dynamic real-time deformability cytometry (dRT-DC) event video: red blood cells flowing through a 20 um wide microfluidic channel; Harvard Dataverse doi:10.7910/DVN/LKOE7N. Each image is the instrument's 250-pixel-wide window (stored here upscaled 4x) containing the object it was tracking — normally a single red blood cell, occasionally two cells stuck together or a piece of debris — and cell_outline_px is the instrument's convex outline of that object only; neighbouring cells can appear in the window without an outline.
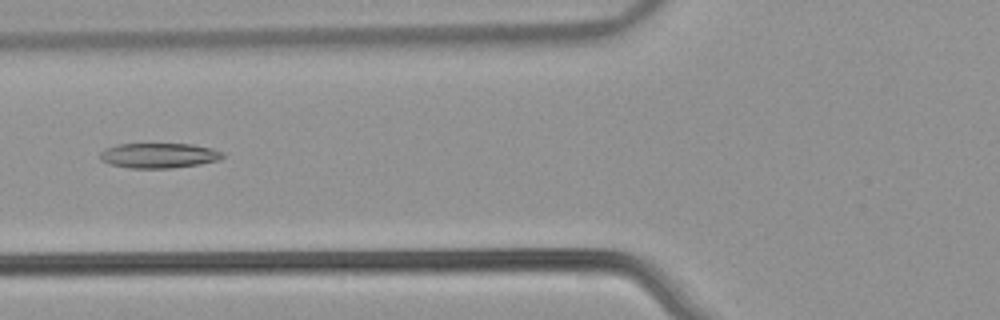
{"species": "common noctule bat (a hibernating species)", "species_latin": "Nyctalus noctula", "temperature_condition": "warm", "stored_images_in_passage": 44, "camera_frame_rate_fps": 3000, "um_per_image_px": 0.085, "animal": {"sex": "male", "body_mass_g": 21.5, "forearm_length_mm": 52.0}, "frame": {"image": 1, "passage_image": 12, "time_ms": 3.667, "image_size_px": [1000, 320], "cell_outline_px": [[224, 156], [220, 160], [200, 164], [172, 168], [128, 168], [108, 164], [100, 160], [100, 152], [116, 144], [192, 144], [212, 148], [224, 152]], "centroid_in_image_um": [13.52, 13.22], "position_along_channel_um": 112.3, "area_um2": 18.03}}
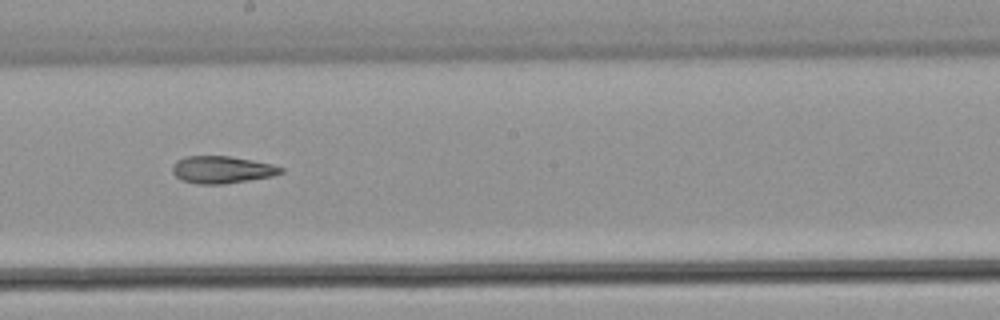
{"frame": {"image": 2, "passage_image": 21, "time_ms": 6.667, "image_size_px": [1000, 320], "cell_outline_px": [[284, 172], [272, 176], [224, 184], [196, 184], [180, 180], [172, 172], [172, 164], [176, 160], [184, 156], [228, 156], [252, 160], [272, 164], [284, 168]], "centroid_in_image_um": [18.83, 14.42], "position_along_channel_um": 229.4, "area_um2": 17.34}}
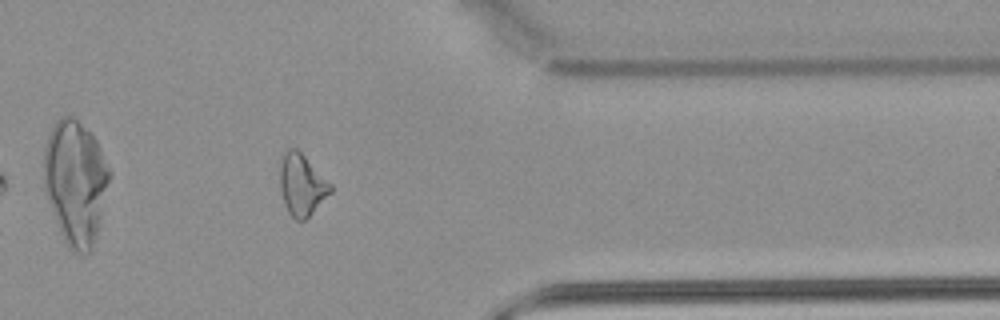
{"frame": {"image": 3, "passage_image": 34, "time_ms": 11.0, "image_size_px": [1000, 320], "cell_outline_px": [[332, 192], [304, 220], [296, 220], [288, 212], [284, 204], [280, 188], [280, 160], [284, 152], [288, 148], [296, 148], [332, 184]], "centroid_in_image_um": [25.64, 15.7], "position_along_channel_um": 385.8, "area_um2": 17.98}, "authors_computed_cell_mechanics": {"area_um2": 18.2648, "velocity_mm_per_s": 3.9022, "shape_relaxation_time_tau1_ms": null, "shape_relaxation_time_tau2_ms": 6.337, "deformation_change_tau1": null, "deformation_change_tau2": 0.1804}}